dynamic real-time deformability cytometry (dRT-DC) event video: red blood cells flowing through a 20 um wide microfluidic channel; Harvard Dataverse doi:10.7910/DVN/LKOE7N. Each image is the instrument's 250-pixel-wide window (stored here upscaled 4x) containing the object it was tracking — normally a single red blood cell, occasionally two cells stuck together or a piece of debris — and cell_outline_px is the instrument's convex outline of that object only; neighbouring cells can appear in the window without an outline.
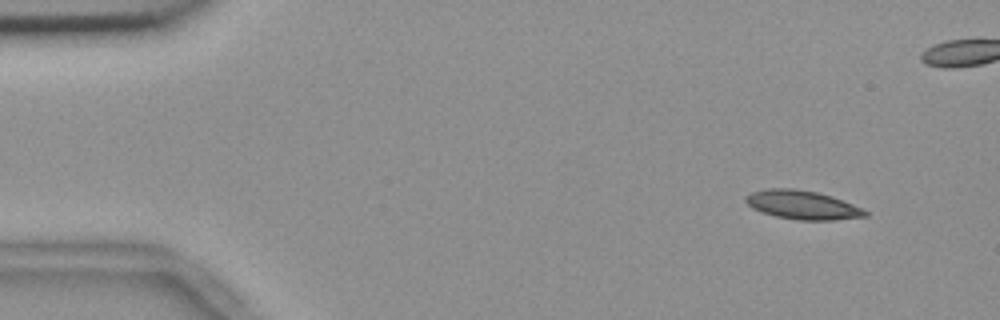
{"species": "common noctule bat (a hibernating species)", "species_latin": "Nyctalus noctula", "temperature_condition": "room temperature", "stored_images_in_passage": 5, "camera_frame_rate_fps": 3000, "um_per_image_px": 0.085, "animal": {"sex": "female", "body_mass_g": 18.4}, "frame": {"image": 1, "passage_image": 1, "time_ms": 0.0, "image_size_px": [1000, 320], "cell_outline_px": [[868, 216], [832, 220], [796, 220], [776, 216], [752, 208], [744, 200], [744, 196], [752, 192], [764, 188], [792, 188], [816, 192], [832, 196], [852, 204], [868, 212]], "centroid_in_image_um": [68.17, 17.41], "position_along_channel_um": 16.8, "area_um2": 19.94}}